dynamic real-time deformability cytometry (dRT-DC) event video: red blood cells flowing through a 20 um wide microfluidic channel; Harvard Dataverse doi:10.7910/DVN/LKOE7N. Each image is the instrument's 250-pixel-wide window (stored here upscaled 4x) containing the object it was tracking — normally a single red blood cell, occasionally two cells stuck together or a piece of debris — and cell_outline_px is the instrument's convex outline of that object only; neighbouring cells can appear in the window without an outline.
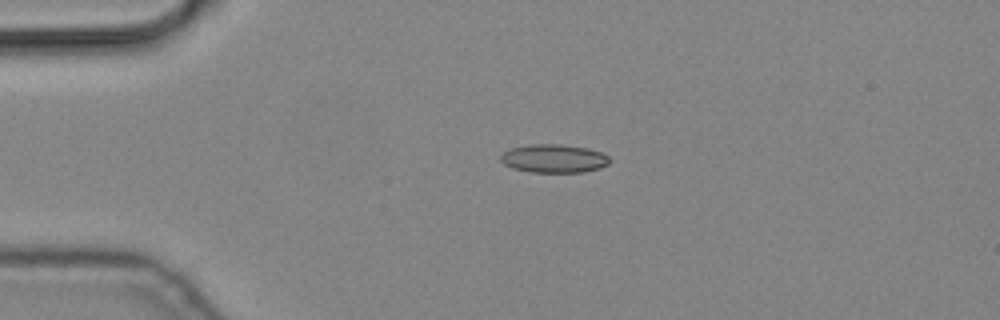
{"species": "common noctule bat (a hibernating species)", "species_latin": "Nyctalus noctula", "temperature_condition": "cold", "stored_images_in_passage": 2, "camera_frame_rate_fps": 3000, "um_per_image_px": 0.085, "animal": {"sex": "male", "body_mass_g": 19.2, "forearm_length_mm": 51.8}, "frame": {"image": 1, "passage_image": 1, "time_ms": 0.0, "image_size_px": [1000, 320], "cell_outline_px": [[608, 164], [600, 168], [584, 172], [532, 172], [512, 168], [504, 164], [500, 160], [500, 156], [504, 152], [512, 148], [528, 144], [560, 144], [588, 148], [604, 152], [608, 156]], "centroid_in_image_um": [47.09, 13.47], "position_along_channel_um": 37.9, "area_um2": 18.09}}